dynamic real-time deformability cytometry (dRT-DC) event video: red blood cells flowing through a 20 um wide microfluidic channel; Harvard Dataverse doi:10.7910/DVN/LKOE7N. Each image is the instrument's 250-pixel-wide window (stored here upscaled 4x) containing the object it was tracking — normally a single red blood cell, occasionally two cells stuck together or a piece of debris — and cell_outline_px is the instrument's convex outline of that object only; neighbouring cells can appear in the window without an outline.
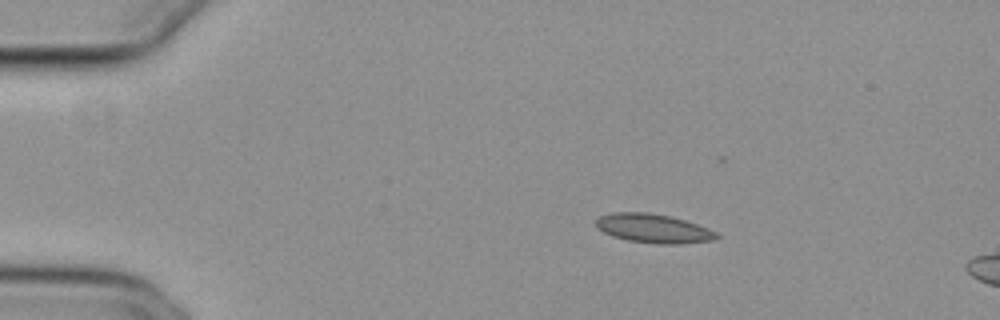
{"species": "common noctule bat (a hibernating species)", "species_latin": "Nyctalus noctula", "temperature_condition": "cold", "stored_images_in_passage": 16, "camera_frame_rate_fps": 3000, "um_per_image_px": 0.085, "animal": {"sex": "female", "body_mass_g": 29.2, "forearm_length_mm": 56.3}, "frame": {"image": 1, "passage_image": 10, "time_ms": 3.0, "image_size_px": [1000, 320], "cell_outline_px": [[720, 236], [716, 240], [680, 244], [660, 244], [628, 240], [612, 236], [596, 228], [596, 220], [600, 216], [612, 212], [648, 212], [668, 216], [684, 220], [708, 228], [716, 232]], "centroid_in_image_um": [55.54, 19.42], "position_along_channel_um": 29.5, "area_um2": 20.35}}